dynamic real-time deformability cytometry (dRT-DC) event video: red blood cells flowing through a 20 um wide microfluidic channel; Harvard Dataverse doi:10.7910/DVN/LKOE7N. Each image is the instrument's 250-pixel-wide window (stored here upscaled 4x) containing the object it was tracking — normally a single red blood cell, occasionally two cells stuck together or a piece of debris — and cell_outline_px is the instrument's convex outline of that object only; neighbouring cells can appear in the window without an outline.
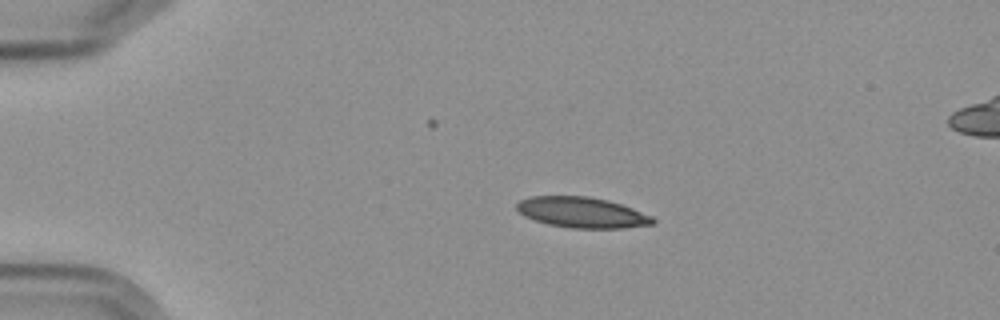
{"species": "Egyptian fruit bat (a non-hibernating species)", "species_latin": "Rousettus aegyptiacus", "temperature_condition": "cold", "stored_images_in_passage": 9, "camera_frame_rate_fps": 3000, "um_per_image_px": 0.085, "frame": {"image": 1, "passage_image": 2, "time_ms": 1.333, "image_size_px": [1000, 320], "cell_outline_px": [[656, 220], [652, 224], [620, 228], [572, 228], [548, 224], [524, 216], [516, 208], [516, 204], [520, 200], [532, 196], [588, 196], [608, 200], [632, 208], [652, 216]], "centroid_in_image_um": [49.46, 18.05], "position_along_channel_um": 35.5, "area_um2": 24.1}}
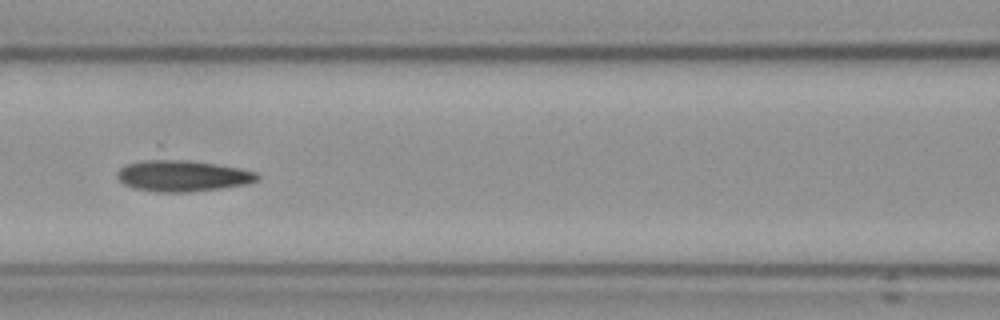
{"frame": {"image": 2, "passage_image": 6, "time_ms": 6.0, "image_size_px": [1000, 320], "cell_outline_px": [[260, 176], [256, 180], [248, 184], [220, 188], [188, 192], [156, 192], [132, 188], [124, 184], [116, 176], [116, 172], [120, 168], [160, 144], [256, 172]], "centroid_in_image_um": [15.39, 14.64], "position_along_channel_um": 151.2, "area_um2": 31.1}}
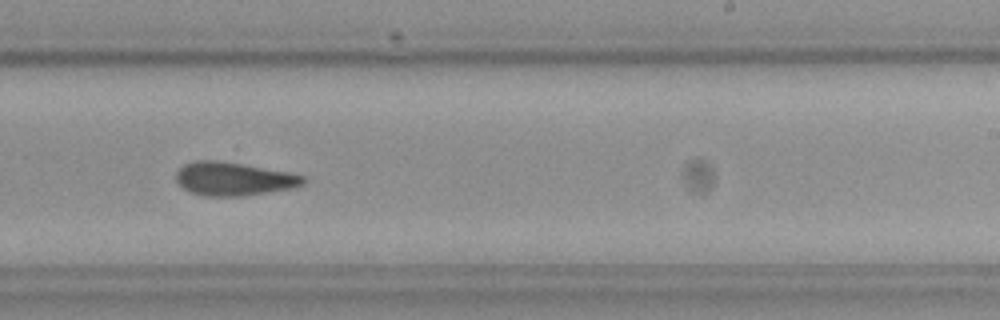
{"frame": {"image": 3, "passage_image": 9, "time_ms": 9.333, "image_size_px": [1000, 320], "cell_outline_px": [[304, 184], [296, 188], [240, 196], [204, 196], [192, 192], [184, 188], [176, 180], [176, 172], [184, 164], [196, 160], [216, 160], [288, 172], [304, 176]], "centroid_in_image_um": [19.86, 15.21], "position_along_channel_um": 269.1, "area_um2": 24.51}}